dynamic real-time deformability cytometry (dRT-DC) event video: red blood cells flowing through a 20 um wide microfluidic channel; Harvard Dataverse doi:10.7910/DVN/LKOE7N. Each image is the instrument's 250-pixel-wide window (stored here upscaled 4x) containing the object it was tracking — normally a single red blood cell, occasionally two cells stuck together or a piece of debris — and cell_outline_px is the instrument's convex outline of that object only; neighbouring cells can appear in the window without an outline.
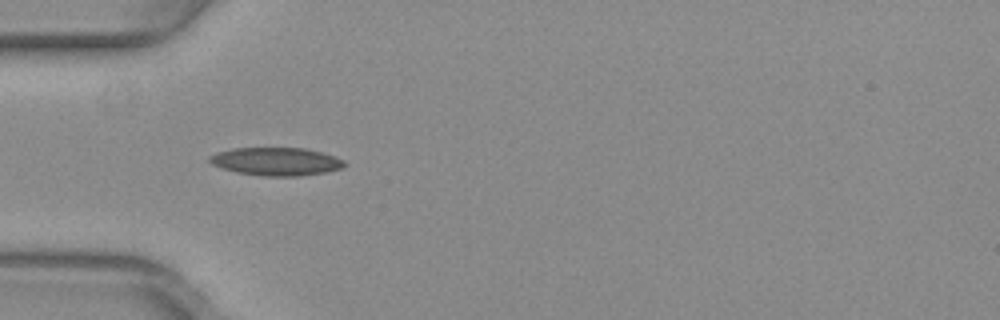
{"species": "common noctule bat (a hibernating species)", "species_latin": "Nyctalus noctula", "temperature_condition": "warm", "stored_images_in_passage": 36, "camera_frame_rate_fps": 3000, "um_per_image_px": 0.085, "animal": {"sex": "female", "body_mass_g": 29.2, "forearm_length_mm": 56.3}, "frame": {"image": 1, "passage_image": 1, "time_ms": 0.0, "image_size_px": [1000, 320], "cell_outline_px": [[348, 164], [344, 168], [328, 172], [300, 176], [260, 176], [236, 172], [212, 164], [208, 160], [208, 156], [216, 152], [232, 148], [304, 148], [336, 156], [344, 160]], "centroid_in_image_um": [23.51, 13.73], "position_along_channel_um": 61.5, "area_um2": 22.31}}
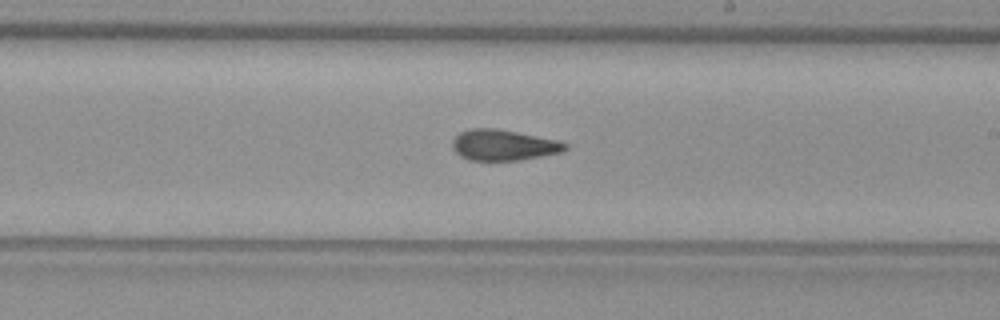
{"frame": {"image": 2, "passage_image": 15, "time_ms": 4.667, "image_size_px": [1000, 320], "cell_outline_px": [[568, 148], [560, 152], [520, 160], [468, 160], [460, 156], [452, 148], [452, 140], [460, 132], [472, 128], [496, 128], [556, 140], [568, 144]], "centroid_in_image_um": [42.75, 12.33], "position_along_channel_um": 246.2, "area_um2": 20.06}}
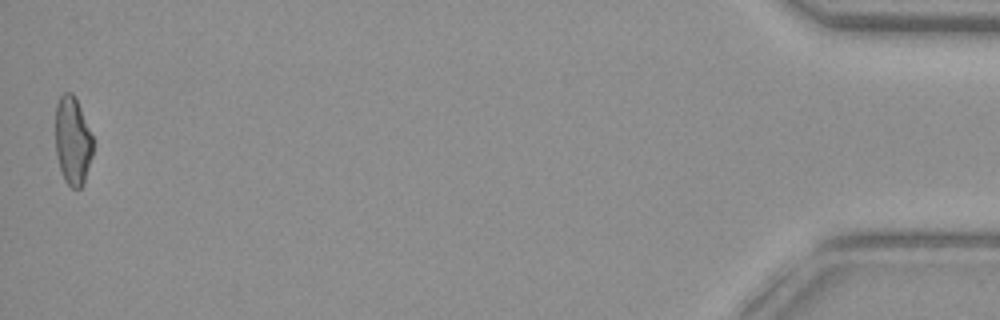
{"frame": {"image": 3, "passage_image": 36, "time_ms": 11.667, "image_size_px": [1000, 320], "cell_outline_px": [[92, 156], [84, 180], [80, 188], [72, 188], [64, 180], [56, 156], [56, 104], [60, 96], [64, 92], [72, 92], [80, 108], [92, 136]], "centroid_in_image_um": [6.16, 11.97], "position_along_channel_um": 429.0, "area_um2": 18.96}, "authors_computed_cell_mechanics": {"area_um2": 20.23, "velocity_mm_per_s": 4.006, "shape_relaxation_time_tau1_ms": null, "shape_relaxation_time_tau2_ms": 3.3041, "deformation_change_tau1": null, "deformation_change_tau2": 0.0985}}